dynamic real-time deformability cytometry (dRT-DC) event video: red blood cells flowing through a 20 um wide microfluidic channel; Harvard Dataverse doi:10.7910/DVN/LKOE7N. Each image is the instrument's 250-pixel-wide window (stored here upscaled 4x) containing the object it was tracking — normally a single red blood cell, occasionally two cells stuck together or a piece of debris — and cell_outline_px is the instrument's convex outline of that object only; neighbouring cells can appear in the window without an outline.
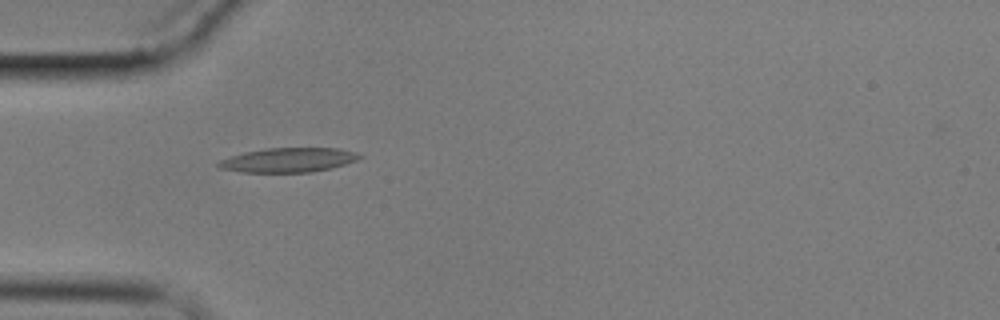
{"species": "common noctule bat (a hibernating species)", "species_latin": "Nyctalus noctula", "temperature_condition": "cold", "stored_images_in_passage": 6, "camera_frame_rate_fps": 3000, "um_per_image_px": 0.085, "animal": {"sex": "male", "body_mass_g": 17.9}, "frame": {"image": 1, "passage_image": 4, "time_ms": 4.667, "image_size_px": [1000, 320], "cell_outline_px": [[364, 156], [356, 160], [332, 168], [312, 172], [240, 172], [216, 168], [216, 164], [220, 160], [244, 152], [268, 148], [336, 148], [356, 152]], "centroid_in_image_um": [24.49, 13.6], "position_along_channel_um": 60.5, "area_um2": 20.06}}
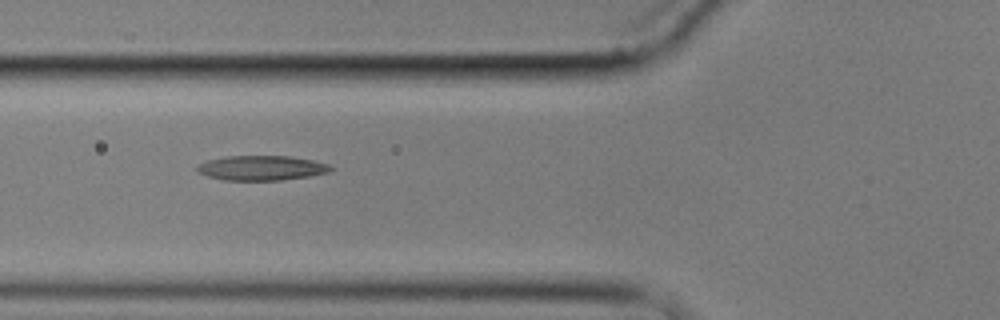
{"frame": {"image": 2, "passage_image": 5, "time_ms": 6.0, "image_size_px": [1000, 320], "cell_outline_px": [[332, 168], [328, 172], [308, 176], [280, 180], [224, 180], [208, 176], [196, 172], [196, 164], [208, 160], [228, 156], [292, 156], [312, 160], [328, 164]], "centroid_in_image_um": [22.17, 14.27], "position_along_channel_um": 103.6, "area_um2": 19.19}}
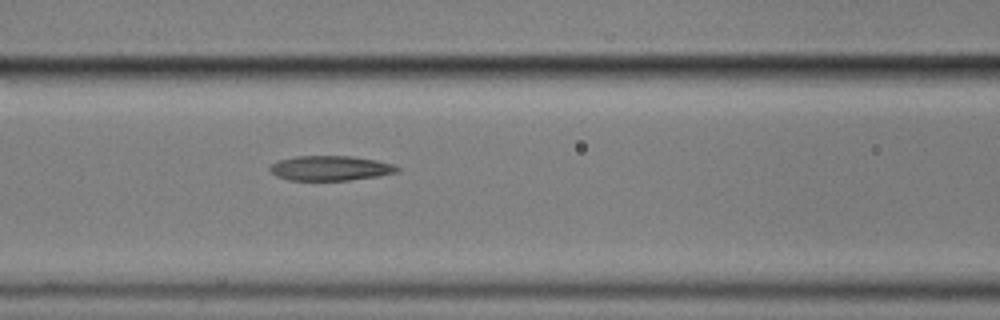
{"frame": {"image": 3, "passage_image": 6, "time_ms": 7.0, "image_size_px": [1000, 320], "cell_outline_px": [[400, 168], [396, 172], [376, 176], [348, 180], [288, 180], [276, 176], [268, 168], [272, 164], [280, 160], [296, 156], [352, 156], [376, 160], [392, 164]], "centroid_in_image_um": [28.05, 14.29], "position_along_channel_um": 138.5, "area_um2": 18.21}}